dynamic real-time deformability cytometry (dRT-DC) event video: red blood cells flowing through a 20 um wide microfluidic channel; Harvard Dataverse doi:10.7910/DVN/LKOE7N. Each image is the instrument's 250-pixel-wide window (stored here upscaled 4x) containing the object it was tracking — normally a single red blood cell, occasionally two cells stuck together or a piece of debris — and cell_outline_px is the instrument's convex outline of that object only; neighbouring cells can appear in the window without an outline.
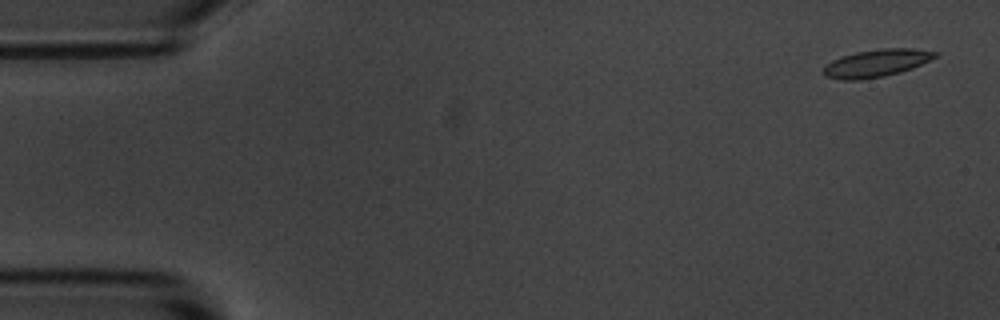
{"species": "common noctule bat (a hibernating species)", "species_latin": "Nyctalus noctula", "temperature_condition": "room temperature", "stored_images_in_passage": 6, "camera_frame_rate_fps": 3000, "um_per_image_px": 0.085, "animal": {"sex": "male", "body_mass_g": 20.1, "forearm_length_mm": 53.5}, "frame": {"image": 1, "passage_image": 1, "time_ms": 0.0, "image_size_px": [1000, 320], "cell_outline_px": [[940, 52], [936, 56], [912, 68], [900, 72], [884, 76], [856, 80], [840, 80], [824, 76], [824, 68], [832, 60], [840, 56], [856, 52], [880, 48], [912, 48]], "centroid_in_image_um": [74.48, 5.36], "position_along_channel_um": 10.5, "area_um2": 17.8}}
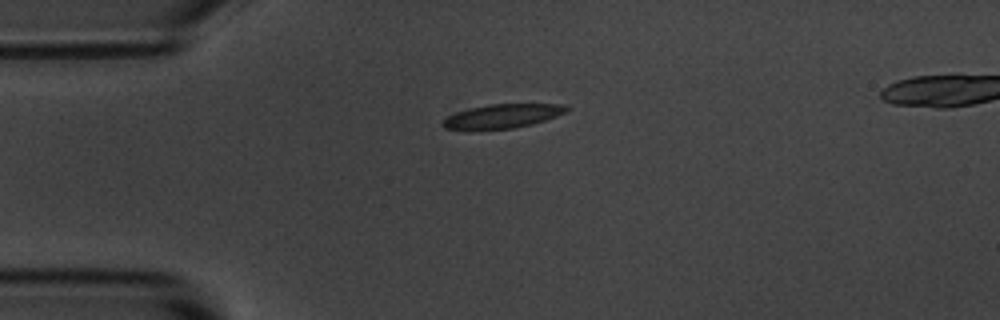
{"frame": {"image": 2, "passage_image": 4, "time_ms": 3.667, "image_size_px": [1000, 320], "cell_outline_px": [[568, 108], [564, 112], [556, 116], [532, 124], [512, 128], [472, 132], [464, 132], [444, 128], [440, 124], [448, 116], [456, 112], [468, 108], [488, 104], [564, 104]], "centroid_in_image_um": [42.56, 9.91], "position_along_channel_um": 42.4, "area_um2": 17.86}}